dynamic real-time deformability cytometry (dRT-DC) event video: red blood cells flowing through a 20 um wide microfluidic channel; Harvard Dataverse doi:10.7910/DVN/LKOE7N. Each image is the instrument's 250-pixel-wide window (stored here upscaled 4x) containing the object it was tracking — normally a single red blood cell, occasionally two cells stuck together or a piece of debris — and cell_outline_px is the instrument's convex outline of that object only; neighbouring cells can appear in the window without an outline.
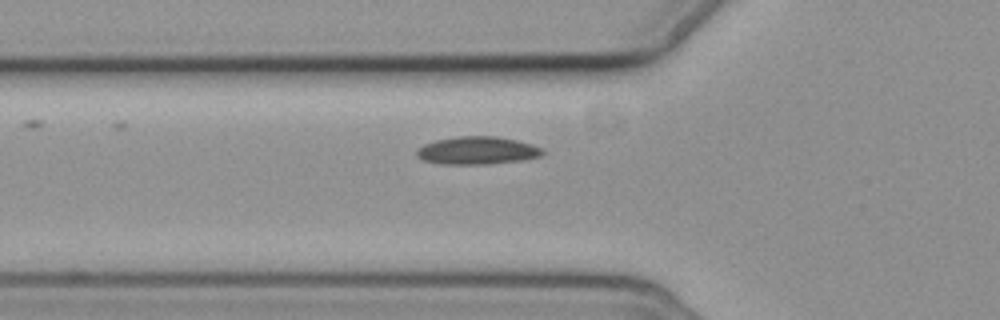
{"species": "common noctule bat (a hibernating species)", "species_latin": "Nyctalus noctula", "temperature_condition": "cold", "stored_images_in_passage": 4, "segment_of_instrument_passage": [1, 2], "camera_frame_rate_fps": 3000, "um_per_image_px": 0.085, "animal": {"sex": "female", "body_mass_g": 19.3, "forearm_length_mm": 54.1}, "frame": {"image": 1, "passage_image": 3, "time_ms": 2.333, "image_size_px": [1000, 320], "cell_outline_px": [[548, 152], [540, 156], [524, 160], [488, 164], [440, 164], [420, 160], [416, 156], [416, 152], [424, 144], [436, 140], [460, 136], [496, 136], [516, 140], [532, 144], [544, 148]], "centroid_in_image_um": [40.61, 12.8], "position_along_channel_um": 85.2, "area_um2": 20.63}}